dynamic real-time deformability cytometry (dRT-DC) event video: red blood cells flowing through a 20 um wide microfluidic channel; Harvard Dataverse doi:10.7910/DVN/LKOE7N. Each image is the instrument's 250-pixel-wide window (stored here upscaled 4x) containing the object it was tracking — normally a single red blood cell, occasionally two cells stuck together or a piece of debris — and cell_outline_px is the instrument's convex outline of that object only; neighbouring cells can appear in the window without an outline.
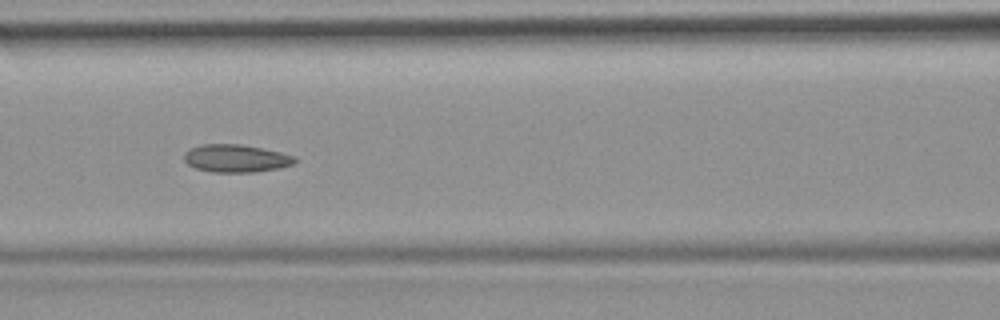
{"species": "common noctule bat (a hibernating species)", "species_latin": "Nyctalus noctula", "temperature_condition": "room temperature", "stored_images_in_passage": 51, "camera_frame_rate_fps": 3000, "um_per_image_px": 0.085, "animal": {"sex": "female", "body_mass_g": 19.9}, "frame": {"image": 1, "passage_image": 22, "time_ms": 7.0, "image_size_px": [1000, 320], "cell_outline_px": [[296, 164], [280, 168], [256, 172], [212, 172], [196, 168], [188, 164], [184, 160], [184, 152], [188, 148], [200, 144], [240, 144], [280, 152], [296, 156]], "centroid_in_image_um": [20.06, 13.46], "position_along_channel_um": 146.5, "area_um2": 18.09}, "authors_computed_cell_mechanics": {"area_um2": 18.0914, "velocity_mm_per_s": 3.9083, "shape_relaxation_time_tau1_ms": null, "shape_relaxation_time_tau2_ms": 2.2077, "deformation_change_tau1": null, "deformation_change_tau2": 0.0807}}